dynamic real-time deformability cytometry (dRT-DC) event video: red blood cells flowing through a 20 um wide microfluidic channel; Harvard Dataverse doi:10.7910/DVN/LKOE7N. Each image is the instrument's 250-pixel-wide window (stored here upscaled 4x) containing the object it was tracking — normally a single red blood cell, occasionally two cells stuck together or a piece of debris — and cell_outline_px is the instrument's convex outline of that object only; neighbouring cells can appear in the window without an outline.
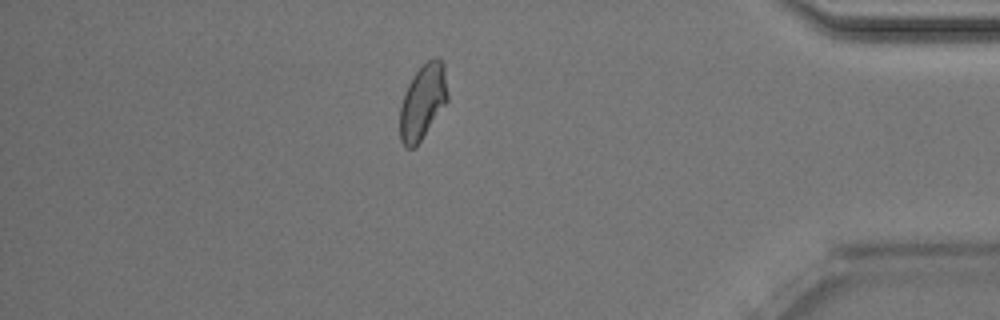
{"species": "Egyptian fruit bat (a non-hibernating species)", "species_latin": "Rousettus aegyptiacus", "temperature_condition": "room temperature", "stored_images_in_passage": 48, "camera_frame_rate_fps": 3000, "um_per_image_px": 0.085, "animal": {"sex": "male"}, "frame": {"image": 1, "passage_image": 41, "time_ms": 13.333, "image_size_px": [1000, 320], "cell_outline_px": [[448, 100], [420, 140], [412, 148], [404, 148], [400, 140], [400, 108], [404, 92], [408, 84], [416, 72], [428, 60], [436, 56], [440, 56], [444, 64], [448, 92]], "centroid_in_image_um": [35.94, 8.61], "position_along_channel_um": 399.3, "area_um2": 20.69}, "authors_computed_cell_mechanics": {"area_um2": 21.0681, "velocity_mm_per_s": 4.0116, "shape_relaxation_time_tau1_ms": 3.5721, "shape_relaxation_time_tau2_ms": 1.7354, "deformation_change_tau1": 0.0991, "deformation_change_tau2": 0.0556}}